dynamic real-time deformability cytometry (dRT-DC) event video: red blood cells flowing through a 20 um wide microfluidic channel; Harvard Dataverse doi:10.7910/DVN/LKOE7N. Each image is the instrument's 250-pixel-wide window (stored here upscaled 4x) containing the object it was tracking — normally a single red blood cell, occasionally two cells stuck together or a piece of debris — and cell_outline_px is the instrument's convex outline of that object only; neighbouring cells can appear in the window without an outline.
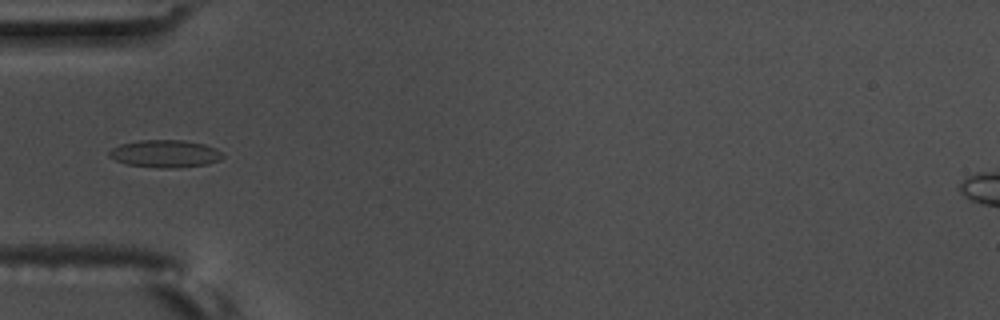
{"species": "common noctule bat (a hibernating species)", "species_latin": "Nyctalus noctula", "temperature_condition": "warm", "stored_images_in_passage": 39, "camera_frame_rate_fps": 3000, "um_per_image_px": 0.085, "animal": {"sex": "male", "body_mass_g": 17.5, "forearm_length_mm": 52.3}, "frame": {"image": 1, "passage_image": 1, "time_ms": 0.0, "image_size_px": [1000, 320], "cell_outline_px": [[224, 156], [220, 160], [208, 164], [176, 168], [156, 168], [124, 164], [108, 156], [108, 152], [112, 148], [120, 144], [140, 140], [184, 140], [204, 144], [216, 148]], "centroid_in_image_um": [14.02, 13.07], "position_along_channel_um": 71.0, "area_um2": 18.38}}
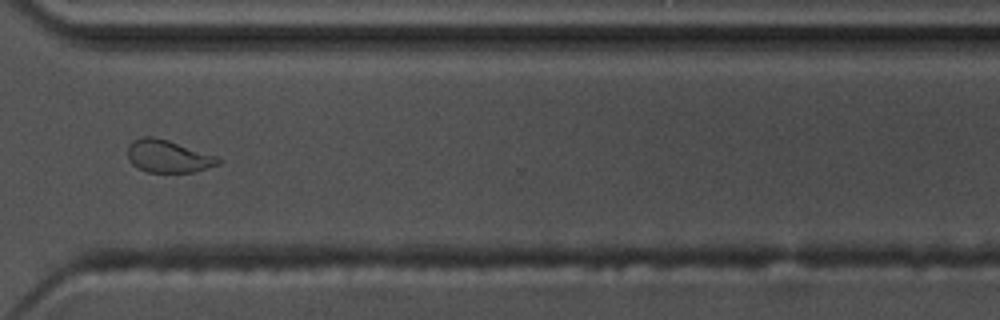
{"frame": {"image": 2, "passage_image": 25, "time_ms": 8.0, "image_size_px": [1000, 320], "cell_outline_px": [[224, 160], [220, 164], [192, 172], [148, 172], [132, 164], [128, 160], [128, 148], [132, 140], [144, 136], [152, 136], [168, 140], [220, 156]], "centroid_in_image_um": [14.34, 13.27], "position_along_channel_um": 356.3, "area_um2": 17.34}}
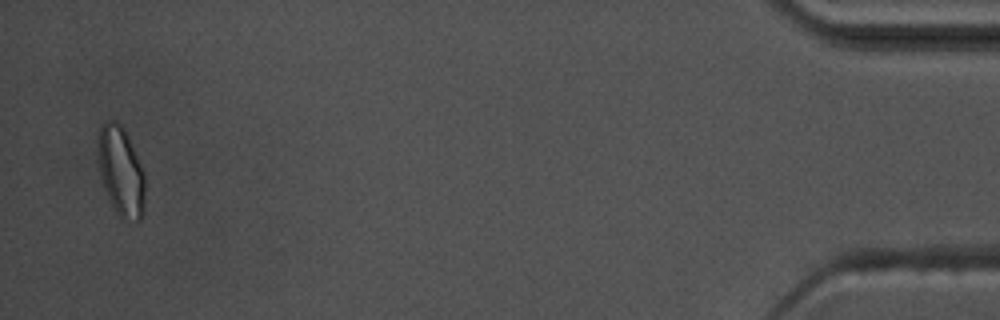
{"frame": {"image": 3, "passage_image": 38, "time_ms": 12.333, "image_size_px": [1000, 320], "cell_outline_px": [[144, 216], [140, 220], [124, 220], [116, 212], [104, 188], [100, 172], [100, 124], [108, 120], [112, 120], [120, 124], [124, 128], [128, 136], [144, 172]], "centroid_in_image_um": [10.32, 14.6], "position_along_channel_um": 424.9, "area_um2": 23.93}, "authors_computed_cell_mechanics": {"area_um2": 17.2822, "velocity_mm_per_s": 3.5675, "shape_relaxation_time_tau1_ms": null, "shape_relaxation_time_tau2_ms": 1.0512, "deformation_change_tau1": null, "deformation_change_tau2": 0.0508}}